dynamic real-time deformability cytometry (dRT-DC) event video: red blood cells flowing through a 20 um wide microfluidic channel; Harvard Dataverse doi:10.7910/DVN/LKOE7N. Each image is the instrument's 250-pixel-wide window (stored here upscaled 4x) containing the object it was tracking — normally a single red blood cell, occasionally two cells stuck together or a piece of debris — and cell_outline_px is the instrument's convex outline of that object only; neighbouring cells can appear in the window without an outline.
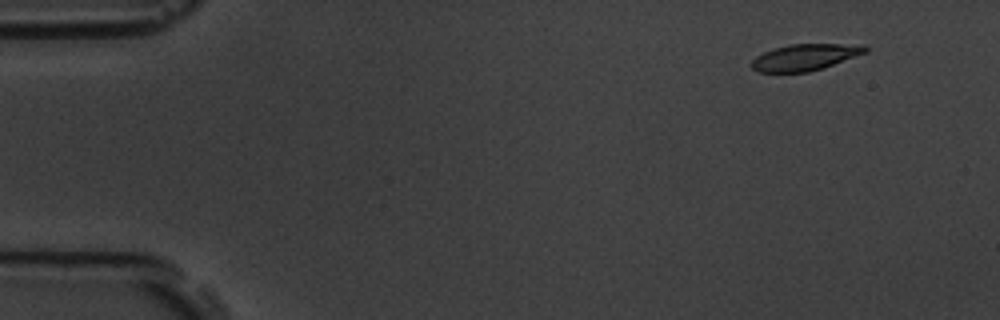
{"species": "common noctule bat (a hibernating species)", "species_latin": "Nyctalus noctula", "temperature_condition": "room temperature", "stored_images_in_passage": 6, "camera_frame_rate_fps": 3000, "um_per_image_px": 0.085, "animal": {"sex": "male", "body_mass_g": 19.5, "forearm_length_mm": 54.6}, "frame": {"image": 1, "passage_image": 2, "time_ms": 1.0, "image_size_px": [1000, 320], "cell_outline_px": [[868, 52], [824, 68], [808, 72], [756, 72], [752, 68], [752, 60], [756, 56], [772, 48], [788, 44], [864, 44], [868, 48]], "centroid_in_image_um": [68.45, 4.86], "position_along_channel_um": 16.6, "area_um2": 17.74}}
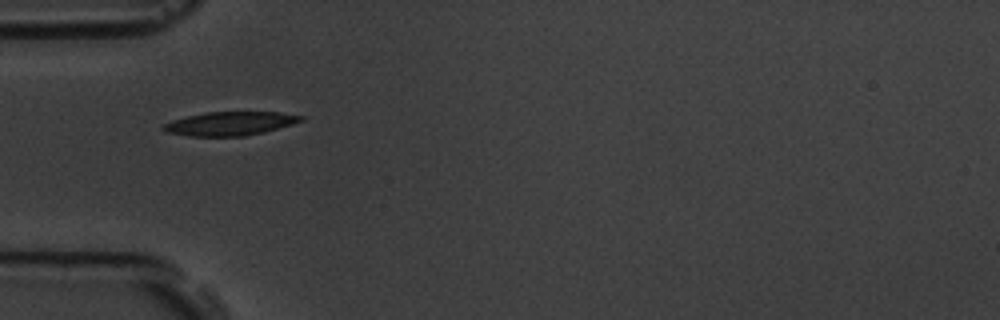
{"frame": {"image": 2, "passage_image": 5, "time_ms": 5.333, "image_size_px": [1000, 320], "cell_outline_px": [[304, 120], [292, 124], [264, 132], [244, 136], [188, 136], [164, 132], [160, 128], [164, 124], [172, 120], [204, 112], [280, 112], [304, 116]], "centroid_in_image_um": [19.52, 10.5], "position_along_channel_um": 65.5, "area_um2": 19.07}}
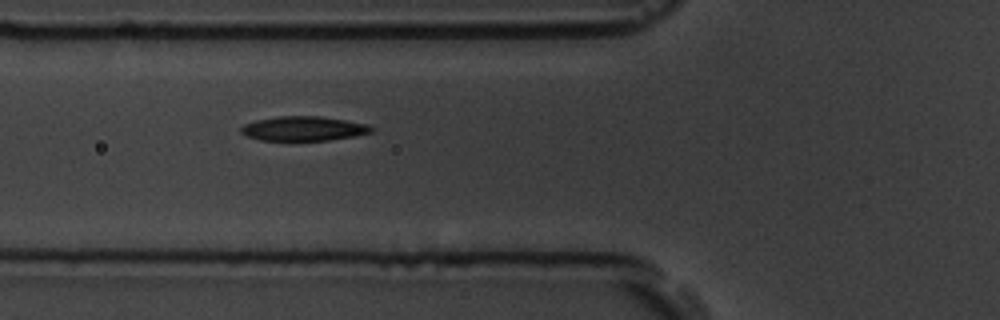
{"frame": {"image": 3, "passage_image": 6, "time_ms": 6.333, "image_size_px": [1000, 320], "cell_outline_px": [[376, 128], [372, 132], [356, 136], [328, 140], [260, 140], [248, 136], [240, 132], [240, 128], [244, 124], [256, 120], [276, 116], [320, 116], [368, 124]], "centroid_in_image_um": [25.83, 10.92], "position_along_channel_um": 100.0, "area_um2": 18.61}}